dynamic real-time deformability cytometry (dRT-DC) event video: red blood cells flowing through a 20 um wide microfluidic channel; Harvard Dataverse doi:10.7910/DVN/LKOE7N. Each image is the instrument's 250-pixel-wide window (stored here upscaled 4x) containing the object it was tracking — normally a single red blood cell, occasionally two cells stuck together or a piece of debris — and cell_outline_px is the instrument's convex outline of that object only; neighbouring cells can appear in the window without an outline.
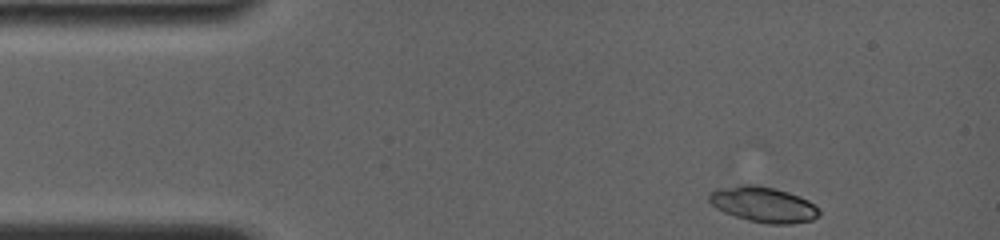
{"species": "common noctule bat (a hibernating species)", "species_latin": "Nyctalus noctula", "temperature_condition": "room temperature", "stored_images_in_passage": 47, "camera_frame_rate_fps": 4000, "um_per_image_px": 0.085, "animal": {"sex": "female", "body_mass_g": 19.0, "forearm_length_mm": 56.7}, "frame": {"image": 1, "passage_image": 1, "time_ms": 0.0, "image_size_px": [1000, 240], "cell_outline_px": [[820, 216], [812, 220], [792, 224], [768, 224], [748, 220], [724, 212], [716, 208], [708, 200], [708, 192], [720, 188], [740, 184], [756, 184], [776, 188], [800, 196], [808, 200], [820, 208]], "centroid_in_image_um": [64.9, 17.37], "position_along_channel_um": 20.1, "area_um2": 23.06}}
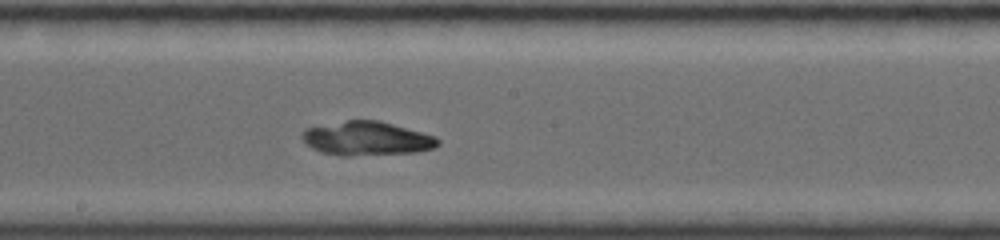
{"frame": {"image": 2, "passage_image": 25, "time_ms": 7.0, "image_size_px": [1000, 240], "cell_outline_px": [[440, 144], [432, 148], [416, 152], [348, 156], [340, 156], [320, 152], [312, 148], [300, 136], [304, 128], [348, 120], [380, 120], [436, 136], [440, 140]], "centroid_in_image_um": [31.17, 11.77], "position_along_channel_um": 217.0, "area_um2": 26.93}}
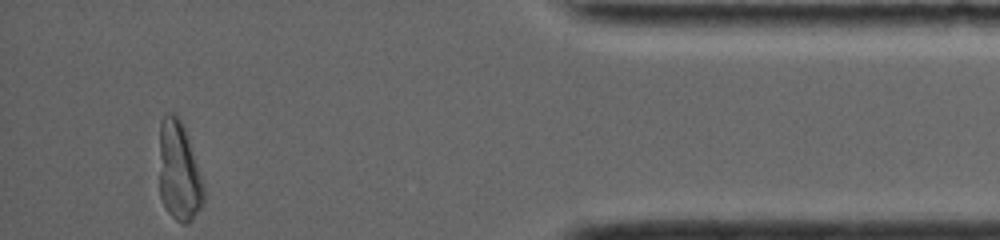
{"frame": {"image": 3, "passage_image": 47, "time_ms": 13.25, "image_size_px": [1000, 240], "cell_outline_px": [[204, 200], [200, 208], [192, 220], [188, 224], [184, 224], [176, 220], [168, 212], [160, 196], [160, 120], [164, 112], [176, 112], [188, 136], [204, 184]], "centroid_in_image_um": [15.21, 14.55], "position_along_channel_um": 420.0, "area_um2": 25.95}}